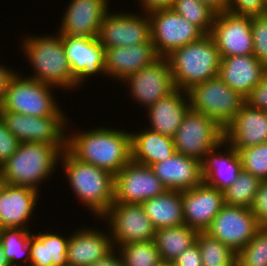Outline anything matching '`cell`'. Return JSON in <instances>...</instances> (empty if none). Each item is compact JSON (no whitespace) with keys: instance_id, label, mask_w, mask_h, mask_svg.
I'll return each instance as SVG.
<instances>
[{"instance_id":"cell-20","label":"cell","mask_w":267,"mask_h":266,"mask_svg":"<svg viewBox=\"0 0 267 266\" xmlns=\"http://www.w3.org/2000/svg\"><path fill=\"white\" fill-rule=\"evenodd\" d=\"M39 196L32 188L4 184L0 190L1 227L29 230L28 223L35 214Z\"/></svg>"},{"instance_id":"cell-47","label":"cell","mask_w":267,"mask_h":266,"mask_svg":"<svg viewBox=\"0 0 267 266\" xmlns=\"http://www.w3.org/2000/svg\"><path fill=\"white\" fill-rule=\"evenodd\" d=\"M1 62V61H0ZM17 70L15 69L12 70L10 67L5 66L4 64L0 63V102L3 99L4 92L7 86V83L10 79V77L16 72Z\"/></svg>"},{"instance_id":"cell-8","label":"cell","mask_w":267,"mask_h":266,"mask_svg":"<svg viewBox=\"0 0 267 266\" xmlns=\"http://www.w3.org/2000/svg\"><path fill=\"white\" fill-rule=\"evenodd\" d=\"M62 109L61 107L53 116L46 117L0 111V117L20 143L36 142L67 147V127H70V122Z\"/></svg>"},{"instance_id":"cell-24","label":"cell","mask_w":267,"mask_h":266,"mask_svg":"<svg viewBox=\"0 0 267 266\" xmlns=\"http://www.w3.org/2000/svg\"><path fill=\"white\" fill-rule=\"evenodd\" d=\"M201 167L203 182L224 191L233 184L242 171V162L238 151L223 141L205 155Z\"/></svg>"},{"instance_id":"cell-25","label":"cell","mask_w":267,"mask_h":266,"mask_svg":"<svg viewBox=\"0 0 267 266\" xmlns=\"http://www.w3.org/2000/svg\"><path fill=\"white\" fill-rule=\"evenodd\" d=\"M150 167L167 190L182 192L203 182L201 162L181 153Z\"/></svg>"},{"instance_id":"cell-2","label":"cell","mask_w":267,"mask_h":266,"mask_svg":"<svg viewBox=\"0 0 267 266\" xmlns=\"http://www.w3.org/2000/svg\"><path fill=\"white\" fill-rule=\"evenodd\" d=\"M63 174L75 198L100 219L114 202L115 176L110 172L75 158L67 149L60 157Z\"/></svg>"},{"instance_id":"cell-21","label":"cell","mask_w":267,"mask_h":266,"mask_svg":"<svg viewBox=\"0 0 267 266\" xmlns=\"http://www.w3.org/2000/svg\"><path fill=\"white\" fill-rule=\"evenodd\" d=\"M160 56L150 40L132 46L105 49V75L122 82L126 77L154 63ZM119 80V81H118Z\"/></svg>"},{"instance_id":"cell-5","label":"cell","mask_w":267,"mask_h":266,"mask_svg":"<svg viewBox=\"0 0 267 266\" xmlns=\"http://www.w3.org/2000/svg\"><path fill=\"white\" fill-rule=\"evenodd\" d=\"M177 89L188 91L193 85L218 76L221 56L210 34L173 50L166 56Z\"/></svg>"},{"instance_id":"cell-37","label":"cell","mask_w":267,"mask_h":266,"mask_svg":"<svg viewBox=\"0 0 267 266\" xmlns=\"http://www.w3.org/2000/svg\"><path fill=\"white\" fill-rule=\"evenodd\" d=\"M236 258V266H267V227H260Z\"/></svg>"},{"instance_id":"cell-32","label":"cell","mask_w":267,"mask_h":266,"mask_svg":"<svg viewBox=\"0 0 267 266\" xmlns=\"http://www.w3.org/2000/svg\"><path fill=\"white\" fill-rule=\"evenodd\" d=\"M32 232L25 229H3L0 235L3 253L10 266H29V238Z\"/></svg>"},{"instance_id":"cell-42","label":"cell","mask_w":267,"mask_h":266,"mask_svg":"<svg viewBox=\"0 0 267 266\" xmlns=\"http://www.w3.org/2000/svg\"><path fill=\"white\" fill-rule=\"evenodd\" d=\"M19 144V140L8 130L0 117V165L16 152Z\"/></svg>"},{"instance_id":"cell-18","label":"cell","mask_w":267,"mask_h":266,"mask_svg":"<svg viewBox=\"0 0 267 266\" xmlns=\"http://www.w3.org/2000/svg\"><path fill=\"white\" fill-rule=\"evenodd\" d=\"M110 0H70L62 15L59 33L70 36L97 37L109 9Z\"/></svg>"},{"instance_id":"cell-19","label":"cell","mask_w":267,"mask_h":266,"mask_svg":"<svg viewBox=\"0 0 267 266\" xmlns=\"http://www.w3.org/2000/svg\"><path fill=\"white\" fill-rule=\"evenodd\" d=\"M184 224L198 231H205L225 205L223 191L202 182L182 191Z\"/></svg>"},{"instance_id":"cell-45","label":"cell","mask_w":267,"mask_h":266,"mask_svg":"<svg viewBox=\"0 0 267 266\" xmlns=\"http://www.w3.org/2000/svg\"><path fill=\"white\" fill-rule=\"evenodd\" d=\"M138 5L141 12L150 13L159 9H169L172 6L173 0H138Z\"/></svg>"},{"instance_id":"cell-40","label":"cell","mask_w":267,"mask_h":266,"mask_svg":"<svg viewBox=\"0 0 267 266\" xmlns=\"http://www.w3.org/2000/svg\"><path fill=\"white\" fill-rule=\"evenodd\" d=\"M228 12L239 16H259L267 13V0H228Z\"/></svg>"},{"instance_id":"cell-14","label":"cell","mask_w":267,"mask_h":266,"mask_svg":"<svg viewBox=\"0 0 267 266\" xmlns=\"http://www.w3.org/2000/svg\"><path fill=\"white\" fill-rule=\"evenodd\" d=\"M129 95L136 104L148 109L158 100L176 89L172 72L166 57H160L154 63L126 77ZM138 101V102H137Z\"/></svg>"},{"instance_id":"cell-11","label":"cell","mask_w":267,"mask_h":266,"mask_svg":"<svg viewBox=\"0 0 267 266\" xmlns=\"http://www.w3.org/2000/svg\"><path fill=\"white\" fill-rule=\"evenodd\" d=\"M151 24V41L160 57L195 42L206 35L198 26L175 13L171 8L148 13Z\"/></svg>"},{"instance_id":"cell-23","label":"cell","mask_w":267,"mask_h":266,"mask_svg":"<svg viewBox=\"0 0 267 266\" xmlns=\"http://www.w3.org/2000/svg\"><path fill=\"white\" fill-rule=\"evenodd\" d=\"M114 249L109 231L81 227L69 235L67 266H90Z\"/></svg>"},{"instance_id":"cell-13","label":"cell","mask_w":267,"mask_h":266,"mask_svg":"<svg viewBox=\"0 0 267 266\" xmlns=\"http://www.w3.org/2000/svg\"><path fill=\"white\" fill-rule=\"evenodd\" d=\"M65 55L74 79V89L92 76H105V48L97 37L61 34Z\"/></svg>"},{"instance_id":"cell-48","label":"cell","mask_w":267,"mask_h":266,"mask_svg":"<svg viewBox=\"0 0 267 266\" xmlns=\"http://www.w3.org/2000/svg\"><path fill=\"white\" fill-rule=\"evenodd\" d=\"M202 3L211 7L216 13L227 11L228 0H200Z\"/></svg>"},{"instance_id":"cell-6","label":"cell","mask_w":267,"mask_h":266,"mask_svg":"<svg viewBox=\"0 0 267 266\" xmlns=\"http://www.w3.org/2000/svg\"><path fill=\"white\" fill-rule=\"evenodd\" d=\"M52 88L55 90L56 87L15 72L7 83L0 111L34 117L53 116L61 106Z\"/></svg>"},{"instance_id":"cell-26","label":"cell","mask_w":267,"mask_h":266,"mask_svg":"<svg viewBox=\"0 0 267 266\" xmlns=\"http://www.w3.org/2000/svg\"><path fill=\"white\" fill-rule=\"evenodd\" d=\"M267 67L251 55L221 57L218 76L246 97L262 80Z\"/></svg>"},{"instance_id":"cell-17","label":"cell","mask_w":267,"mask_h":266,"mask_svg":"<svg viewBox=\"0 0 267 266\" xmlns=\"http://www.w3.org/2000/svg\"><path fill=\"white\" fill-rule=\"evenodd\" d=\"M210 35L221 57L253 54L251 17L228 11L217 13Z\"/></svg>"},{"instance_id":"cell-36","label":"cell","mask_w":267,"mask_h":266,"mask_svg":"<svg viewBox=\"0 0 267 266\" xmlns=\"http://www.w3.org/2000/svg\"><path fill=\"white\" fill-rule=\"evenodd\" d=\"M171 9L198 26L205 34H210L216 12L200 0H173Z\"/></svg>"},{"instance_id":"cell-15","label":"cell","mask_w":267,"mask_h":266,"mask_svg":"<svg viewBox=\"0 0 267 266\" xmlns=\"http://www.w3.org/2000/svg\"><path fill=\"white\" fill-rule=\"evenodd\" d=\"M259 228L251 209L225 204L205 232L238 253Z\"/></svg>"},{"instance_id":"cell-34","label":"cell","mask_w":267,"mask_h":266,"mask_svg":"<svg viewBox=\"0 0 267 266\" xmlns=\"http://www.w3.org/2000/svg\"><path fill=\"white\" fill-rule=\"evenodd\" d=\"M261 180L242 170L231 186L223 191L226 205L251 208Z\"/></svg>"},{"instance_id":"cell-35","label":"cell","mask_w":267,"mask_h":266,"mask_svg":"<svg viewBox=\"0 0 267 266\" xmlns=\"http://www.w3.org/2000/svg\"><path fill=\"white\" fill-rule=\"evenodd\" d=\"M116 249L123 266H157L162 261L154 240L132 242Z\"/></svg>"},{"instance_id":"cell-41","label":"cell","mask_w":267,"mask_h":266,"mask_svg":"<svg viewBox=\"0 0 267 266\" xmlns=\"http://www.w3.org/2000/svg\"><path fill=\"white\" fill-rule=\"evenodd\" d=\"M259 227H267V180L261 181L251 206Z\"/></svg>"},{"instance_id":"cell-31","label":"cell","mask_w":267,"mask_h":266,"mask_svg":"<svg viewBox=\"0 0 267 266\" xmlns=\"http://www.w3.org/2000/svg\"><path fill=\"white\" fill-rule=\"evenodd\" d=\"M198 233V230L185 224L157 229L154 243L162 261L173 262L185 249L196 243Z\"/></svg>"},{"instance_id":"cell-16","label":"cell","mask_w":267,"mask_h":266,"mask_svg":"<svg viewBox=\"0 0 267 266\" xmlns=\"http://www.w3.org/2000/svg\"><path fill=\"white\" fill-rule=\"evenodd\" d=\"M166 191L150 166L132 160L115 175L114 202L142 204Z\"/></svg>"},{"instance_id":"cell-46","label":"cell","mask_w":267,"mask_h":266,"mask_svg":"<svg viewBox=\"0 0 267 266\" xmlns=\"http://www.w3.org/2000/svg\"><path fill=\"white\" fill-rule=\"evenodd\" d=\"M90 266H123L120 254L116 248L104 258L92 263Z\"/></svg>"},{"instance_id":"cell-30","label":"cell","mask_w":267,"mask_h":266,"mask_svg":"<svg viewBox=\"0 0 267 266\" xmlns=\"http://www.w3.org/2000/svg\"><path fill=\"white\" fill-rule=\"evenodd\" d=\"M155 229L184 225L182 192L167 190L142 203Z\"/></svg>"},{"instance_id":"cell-7","label":"cell","mask_w":267,"mask_h":266,"mask_svg":"<svg viewBox=\"0 0 267 266\" xmlns=\"http://www.w3.org/2000/svg\"><path fill=\"white\" fill-rule=\"evenodd\" d=\"M187 94L191 110L214 119L224 129L245 103V97L231 89L219 76L193 85Z\"/></svg>"},{"instance_id":"cell-50","label":"cell","mask_w":267,"mask_h":266,"mask_svg":"<svg viewBox=\"0 0 267 266\" xmlns=\"http://www.w3.org/2000/svg\"><path fill=\"white\" fill-rule=\"evenodd\" d=\"M157 266H174L173 262L161 261Z\"/></svg>"},{"instance_id":"cell-51","label":"cell","mask_w":267,"mask_h":266,"mask_svg":"<svg viewBox=\"0 0 267 266\" xmlns=\"http://www.w3.org/2000/svg\"><path fill=\"white\" fill-rule=\"evenodd\" d=\"M4 184L5 183H4V180H3V176H2L1 171H0V190L3 187Z\"/></svg>"},{"instance_id":"cell-49","label":"cell","mask_w":267,"mask_h":266,"mask_svg":"<svg viewBox=\"0 0 267 266\" xmlns=\"http://www.w3.org/2000/svg\"><path fill=\"white\" fill-rule=\"evenodd\" d=\"M0 266H10L9 261L6 259L5 255L3 253L1 241H0Z\"/></svg>"},{"instance_id":"cell-22","label":"cell","mask_w":267,"mask_h":266,"mask_svg":"<svg viewBox=\"0 0 267 266\" xmlns=\"http://www.w3.org/2000/svg\"><path fill=\"white\" fill-rule=\"evenodd\" d=\"M224 141L237 151L267 142V111L244 103L225 127Z\"/></svg>"},{"instance_id":"cell-12","label":"cell","mask_w":267,"mask_h":266,"mask_svg":"<svg viewBox=\"0 0 267 266\" xmlns=\"http://www.w3.org/2000/svg\"><path fill=\"white\" fill-rule=\"evenodd\" d=\"M140 13L130 10L108 12L97 36L103 47L106 49L149 42L151 40L149 15L145 12Z\"/></svg>"},{"instance_id":"cell-1","label":"cell","mask_w":267,"mask_h":266,"mask_svg":"<svg viewBox=\"0 0 267 266\" xmlns=\"http://www.w3.org/2000/svg\"><path fill=\"white\" fill-rule=\"evenodd\" d=\"M67 129V150L79 161L115 176L132 160L131 132L128 130L101 126L72 133L69 127Z\"/></svg>"},{"instance_id":"cell-52","label":"cell","mask_w":267,"mask_h":266,"mask_svg":"<svg viewBox=\"0 0 267 266\" xmlns=\"http://www.w3.org/2000/svg\"><path fill=\"white\" fill-rule=\"evenodd\" d=\"M2 230H3V228H2L1 225H0V235H1V233H2Z\"/></svg>"},{"instance_id":"cell-44","label":"cell","mask_w":267,"mask_h":266,"mask_svg":"<svg viewBox=\"0 0 267 266\" xmlns=\"http://www.w3.org/2000/svg\"><path fill=\"white\" fill-rule=\"evenodd\" d=\"M174 266H203L201 260L200 248L197 244H193L185 249L174 261Z\"/></svg>"},{"instance_id":"cell-27","label":"cell","mask_w":267,"mask_h":266,"mask_svg":"<svg viewBox=\"0 0 267 266\" xmlns=\"http://www.w3.org/2000/svg\"><path fill=\"white\" fill-rule=\"evenodd\" d=\"M190 109L187 91L176 88L146 109L150 121L147 127L173 138Z\"/></svg>"},{"instance_id":"cell-9","label":"cell","mask_w":267,"mask_h":266,"mask_svg":"<svg viewBox=\"0 0 267 266\" xmlns=\"http://www.w3.org/2000/svg\"><path fill=\"white\" fill-rule=\"evenodd\" d=\"M173 140L177 153L202 162L211 149L224 141V128L214 119L190 109Z\"/></svg>"},{"instance_id":"cell-39","label":"cell","mask_w":267,"mask_h":266,"mask_svg":"<svg viewBox=\"0 0 267 266\" xmlns=\"http://www.w3.org/2000/svg\"><path fill=\"white\" fill-rule=\"evenodd\" d=\"M253 55L267 67V13L251 17Z\"/></svg>"},{"instance_id":"cell-29","label":"cell","mask_w":267,"mask_h":266,"mask_svg":"<svg viewBox=\"0 0 267 266\" xmlns=\"http://www.w3.org/2000/svg\"><path fill=\"white\" fill-rule=\"evenodd\" d=\"M56 231L32 233L29 238V266H67V246L69 235Z\"/></svg>"},{"instance_id":"cell-43","label":"cell","mask_w":267,"mask_h":266,"mask_svg":"<svg viewBox=\"0 0 267 266\" xmlns=\"http://www.w3.org/2000/svg\"><path fill=\"white\" fill-rule=\"evenodd\" d=\"M245 103L259 110L267 111V71L262 80L245 97Z\"/></svg>"},{"instance_id":"cell-38","label":"cell","mask_w":267,"mask_h":266,"mask_svg":"<svg viewBox=\"0 0 267 266\" xmlns=\"http://www.w3.org/2000/svg\"><path fill=\"white\" fill-rule=\"evenodd\" d=\"M238 153L242 170L258 177L261 181L267 180V142L240 149Z\"/></svg>"},{"instance_id":"cell-4","label":"cell","mask_w":267,"mask_h":266,"mask_svg":"<svg viewBox=\"0 0 267 266\" xmlns=\"http://www.w3.org/2000/svg\"><path fill=\"white\" fill-rule=\"evenodd\" d=\"M35 35V36H34ZM28 35L21 39V51L34 72L26 77L58 90L74 89V77L65 55L61 34Z\"/></svg>"},{"instance_id":"cell-33","label":"cell","mask_w":267,"mask_h":266,"mask_svg":"<svg viewBox=\"0 0 267 266\" xmlns=\"http://www.w3.org/2000/svg\"><path fill=\"white\" fill-rule=\"evenodd\" d=\"M203 266H236L237 253L205 231H199L196 240Z\"/></svg>"},{"instance_id":"cell-3","label":"cell","mask_w":267,"mask_h":266,"mask_svg":"<svg viewBox=\"0 0 267 266\" xmlns=\"http://www.w3.org/2000/svg\"><path fill=\"white\" fill-rule=\"evenodd\" d=\"M66 149L67 147H55L46 143H20L16 152L0 165L4 183L40 192L39 187L50 180Z\"/></svg>"},{"instance_id":"cell-10","label":"cell","mask_w":267,"mask_h":266,"mask_svg":"<svg viewBox=\"0 0 267 266\" xmlns=\"http://www.w3.org/2000/svg\"><path fill=\"white\" fill-rule=\"evenodd\" d=\"M107 221V230L114 248L121 245L154 240L156 229L146 216L142 204L113 202L100 218Z\"/></svg>"},{"instance_id":"cell-28","label":"cell","mask_w":267,"mask_h":266,"mask_svg":"<svg viewBox=\"0 0 267 266\" xmlns=\"http://www.w3.org/2000/svg\"><path fill=\"white\" fill-rule=\"evenodd\" d=\"M142 130V131H141ZM135 133L131 131L132 161L151 166L175 154L172 137L162 135L147 127Z\"/></svg>"}]
</instances>
